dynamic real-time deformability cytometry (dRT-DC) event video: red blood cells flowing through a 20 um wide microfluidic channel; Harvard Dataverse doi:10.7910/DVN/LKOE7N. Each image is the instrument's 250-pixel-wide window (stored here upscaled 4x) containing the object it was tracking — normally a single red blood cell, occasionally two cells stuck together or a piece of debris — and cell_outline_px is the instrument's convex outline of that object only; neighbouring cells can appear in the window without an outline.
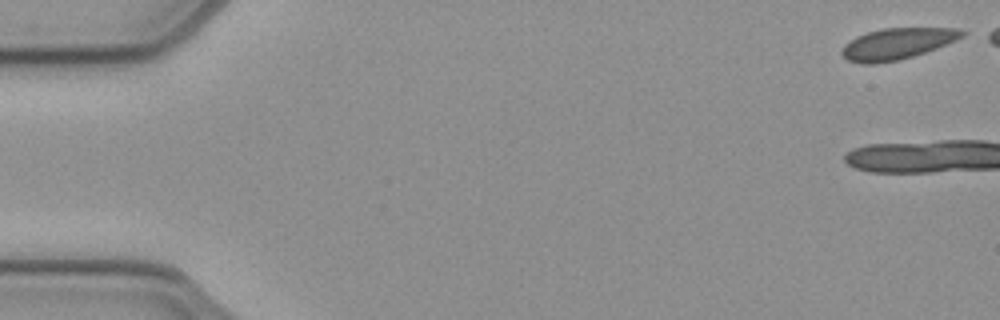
{"species": "common noctule bat (a hibernating species)", "species_latin": "Nyctalus noctula", "temperature_condition": "cold", "stored_images_in_passage": 14, "camera_frame_rate_fps": 3000, "um_per_image_px": 0.085, "animal": {"sex": "female", "body_mass_g": 21.9}, "frame": {"image": 1, "passage_image": 1, "time_ms": 0.0, "image_size_px": [1000, 320], "cell_outline_px": [[968, 32], [964, 36], [956, 40], [936, 48], [900, 60], [876, 64], [860, 64], [848, 60], [840, 52], [844, 44], [856, 36], [880, 28], [956, 28]], "centroid_in_image_um": [76.24, 3.72], "position_along_channel_um": 8.8, "area_um2": 21.96}}